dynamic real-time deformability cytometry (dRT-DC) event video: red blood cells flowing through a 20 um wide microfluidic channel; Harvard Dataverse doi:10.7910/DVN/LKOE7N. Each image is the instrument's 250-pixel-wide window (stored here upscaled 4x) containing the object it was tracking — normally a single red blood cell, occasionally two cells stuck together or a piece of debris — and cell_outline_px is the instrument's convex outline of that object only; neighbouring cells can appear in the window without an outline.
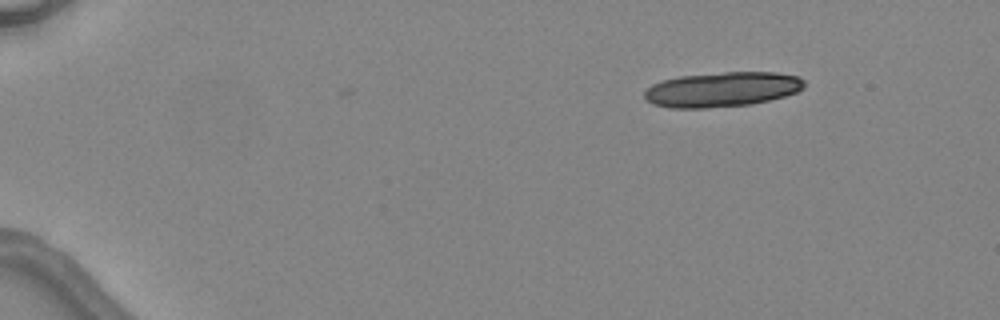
{"species": "common noctule bat (a hibernating species)", "species_latin": "Nyctalus noctula", "temperature_condition": "warm", "stored_images_in_passage": 5, "camera_frame_rate_fps": 3000, "um_per_image_px": 0.085, "animal": {"sex": "female", "body_mass_g": 24.6, "forearm_length_mm": 56.2}, "frame": {"image": 1, "passage_image": 1, "time_ms": 0.0, "image_size_px": [1000, 320], "cell_outline_px": [[804, 88], [796, 92], [784, 96], [768, 100], [748, 104], [704, 108], [672, 108], [652, 104], [644, 96], [644, 92], [652, 84], [660, 80], [680, 76], [724, 72], [776, 72], [800, 76], [804, 80]], "centroid_in_image_um": [61.37, 7.59], "position_along_channel_um": 23.6, "area_um2": 32.43}}